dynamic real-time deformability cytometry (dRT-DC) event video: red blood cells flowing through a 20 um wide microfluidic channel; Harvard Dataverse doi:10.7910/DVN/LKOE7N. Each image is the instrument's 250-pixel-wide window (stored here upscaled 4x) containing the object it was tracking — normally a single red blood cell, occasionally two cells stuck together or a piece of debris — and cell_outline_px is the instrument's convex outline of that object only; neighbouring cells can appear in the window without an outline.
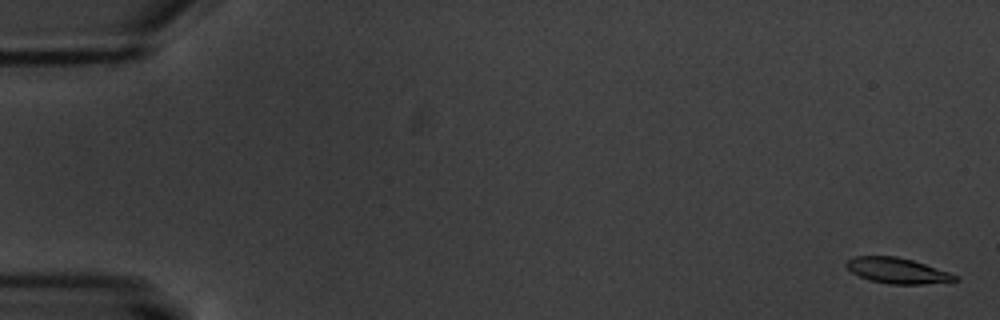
{"species": "common noctule bat (a hibernating species)", "species_latin": "Nyctalus noctula", "temperature_condition": "warm", "stored_images_in_passage": 7, "camera_frame_rate_fps": 3000, "um_per_image_px": 0.085, "animal": {"sex": "male", "body_mass_g": 20.1, "forearm_length_mm": 53.5}, "frame": {"image": 1, "passage_image": 1, "time_ms": 0.0, "image_size_px": [1000, 320], "cell_outline_px": [[960, 280], [924, 284], [888, 284], [868, 280], [852, 272], [844, 264], [848, 260], [856, 256], [896, 256], [912, 260], [948, 272], [956, 276]], "centroid_in_image_um": [76.24, 23.01], "position_along_channel_um": 8.8, "area_um2": 16.01}}
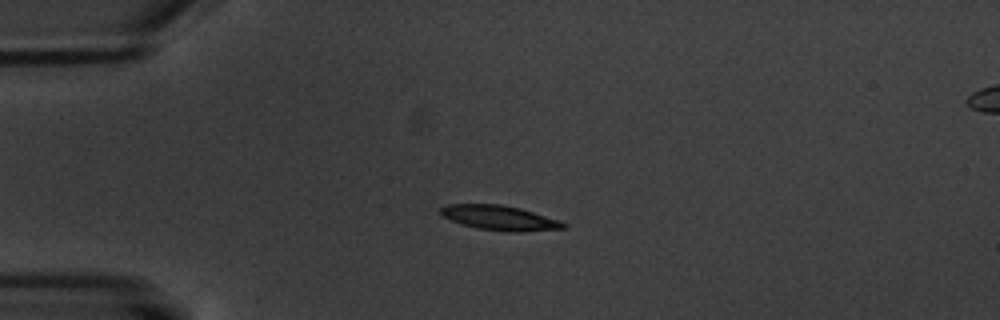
{"frame": {"image": 2, "passage_image": 5, "time_ms": 4.667, "image_size_px": [1000, 320], "cell_outline_px": [[568, 228], [520, 232], [504, 232], [476, 228], [460, 224], [444, 216], [440, 212], [440, 208], [448, 204], [500, 204], [520, 208], [560, 220], [568, 224]], "centroid_in_image_um": [42.52, 18.53], "position_along_channel_um": 42.5, "area_um2": 17.86}}